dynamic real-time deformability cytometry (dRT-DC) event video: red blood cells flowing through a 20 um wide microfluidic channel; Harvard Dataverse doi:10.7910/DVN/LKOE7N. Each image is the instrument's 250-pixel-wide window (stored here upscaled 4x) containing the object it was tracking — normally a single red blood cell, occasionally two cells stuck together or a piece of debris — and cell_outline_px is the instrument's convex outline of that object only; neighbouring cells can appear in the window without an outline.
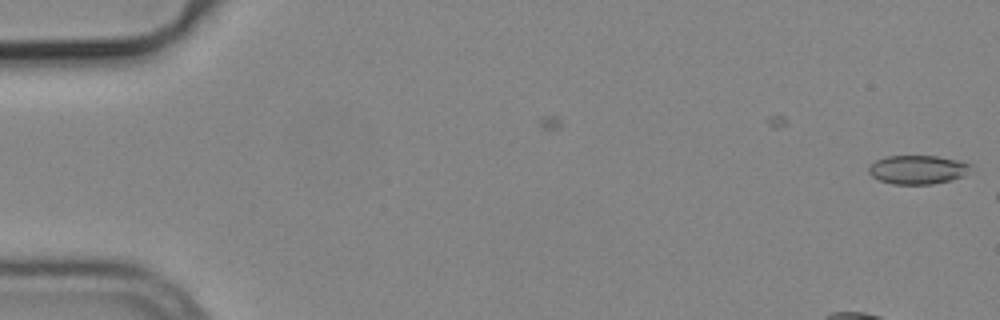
{"species": "common noctule bat (a hibernating species)", "species_latin": "Nyctalus noctula", "temperature_condition": "cold", "stored_images_in_passage": 6, "camera_frame_rate_fps": 3000, "um_per_image_px": 0.085, "animal": {"sex": "male", "body_mass_g": 19.2, "forearm_length_mm": 51.8}, "frame": {"image": 1, "passage_image": 6, "time_ms": 1.667, "image_size_px": [1000, 320], "cell_outline_px": [[972, 164], [964, 176], [952, 180], [932, 184], [892, 184], [880, 180], [872, 176], [868, 172], [868, 168], [876, 160], [888, 156], [936, 156], [956, 160]], "centroid_in_image_um": [78.0, 14.42], "position_along_channel_um": 7.0, "area_um2": 16.99}}